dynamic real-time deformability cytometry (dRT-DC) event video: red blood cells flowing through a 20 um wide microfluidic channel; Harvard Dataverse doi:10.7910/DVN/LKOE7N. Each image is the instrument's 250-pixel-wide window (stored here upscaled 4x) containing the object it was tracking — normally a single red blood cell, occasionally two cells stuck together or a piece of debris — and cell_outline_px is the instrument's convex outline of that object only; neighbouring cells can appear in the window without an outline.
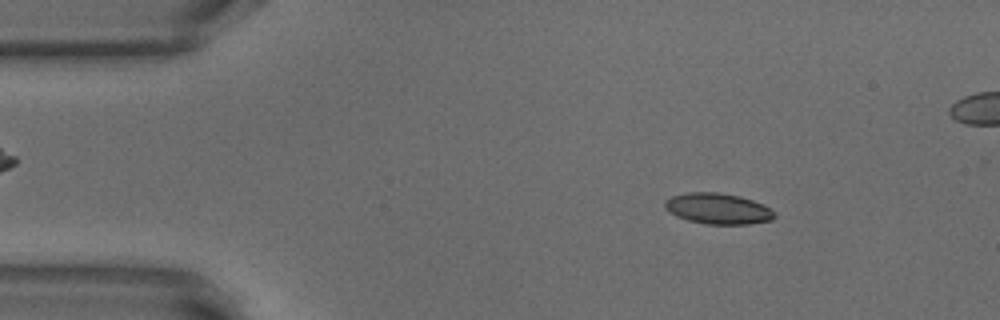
{"species": "common noctule bat (a hibernating species)", "species_latin": "Nyctalus noctula", "temperature_condition": "warm", "stored_images_in_passage": 52, "camera_frame_rate_fps": 3000, "um_per_image_px": 0.085, "animal": {"sex": "male", "body_mass_g": 18.8}, "frame": {"image": 1, "passage_image": 7, "time_ms": 2.0, "image_size_px": [1000, 320], "cell_outline_px": [[776, 216], [772, 220], [748, 224], [708, 224], [688, 220], [676, 216], [664, 208], [664, 200], [672, 196], [688, 192], [720, 192], [740, 196], [752, 200], [768, 208]], "centroid_in_image_um": [60.98, 17.73], "position_along_channel_um": 24.0, "area_um2": 19.59}}
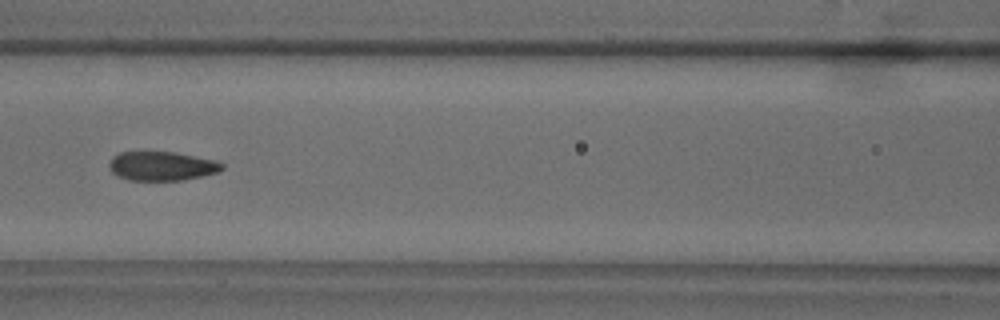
{"frame": {"image": 2, "passage_image": 22, "time_ms": 7.0, "image_size_px": [1000, 320], "cell_outline_px": [[224, 168], [220, 172], [184, 180], [128, 180], [116, 176], [108, 168], [108, 164], [112, 156], [120, 152], [176, 152], [216, 160], [224, 164]], "centroid_in_image_um": [13.75, 14.11], "position_along_channel_um": 152.8, "area_um2": 19.42}}
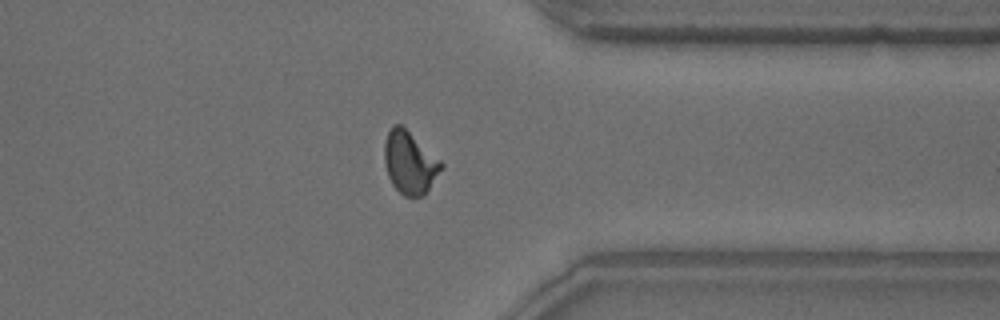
{"frame": {"image": 3, "passage_image": 40, "time_ms": 13.0, "image_size_px": [1000, 320], "cell_outline_px": [[444, 164], [424, 196], [404, 196], [392, 184], [388, 176], [384, 164], [384, 144], [388, 132], [392, 124], [400, 124], [440, 160]], "centroid_in_image_um": [34.79, 13.82], "position_along_channel_um": 376.6, "area_um2": 20.35}, "authors_computed_cell_mechanics": {"area_um2": 19.7098, "velocity_mm_per_s": 3.8392, "shape_relaxation_time_tau1_ms": 5.1928, "shape_relaxation_time_tau2_ms": 0.8541, "deformation_change_tau1": 0.1612, "deformation_change_tau2": 0.0643}}